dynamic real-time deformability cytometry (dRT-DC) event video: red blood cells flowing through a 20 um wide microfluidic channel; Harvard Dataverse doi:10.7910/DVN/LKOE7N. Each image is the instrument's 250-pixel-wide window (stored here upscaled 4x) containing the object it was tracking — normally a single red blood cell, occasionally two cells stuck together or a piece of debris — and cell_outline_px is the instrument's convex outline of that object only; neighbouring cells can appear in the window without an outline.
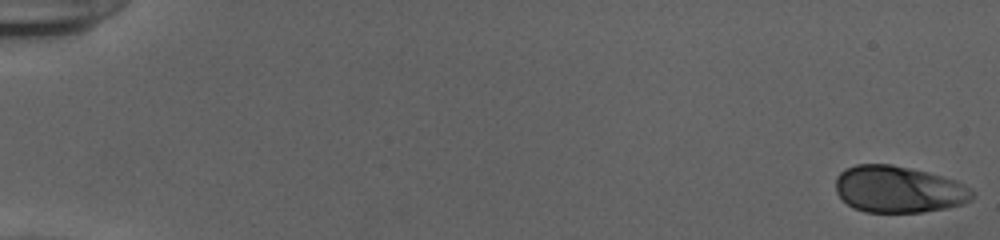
{"species": "human", "species_latin": "Homo sapiens", "temperature_condition": "cold", "stored_images_in_passage": 53, "camera_frame_rate_fps": 3000, "um_per_image_px": 0.085, "donor": {"sex": "female"}, "frame": {"image": 1, "passage_image": 1, "time_ms": 0.0, "image_size_px": [1000, 240], "cell_outline_px": [[972, 200], [964, 204], [948, 208], [924, 212], [864, 212], [852, 208], [836, 192], [836, 176], [844, 168], [856, 164], [892, 164], [928, 172], [956, 180], [972, 188]], "centroid_in_image_um": [76.38, 16.09], "position_along_channel_um": 8.6, "area_um2": 37.57}}
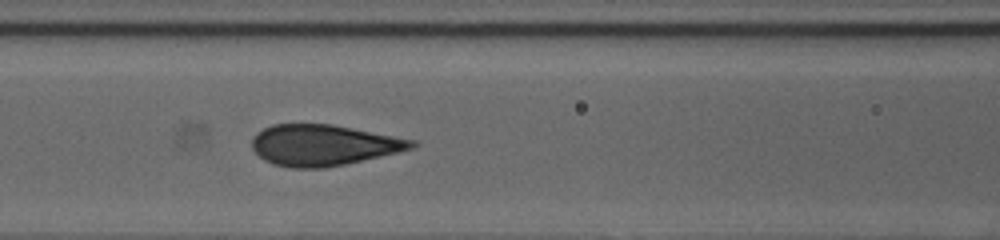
{"frame": {"image": 2, "passage_image": 25, "time_ms": 8.0, "image_size_px": [1000, 240], "cell_outline_px": [[420, 144], [416, 148], [400, 152], [344, 164], [324, 168], [292, 168], [272, 164], [264, 160], [252, 148], [252, 136], [256, 132], [272, 124], [332, 124], [416, 140]], "centroid_in_image_um": [27.51, 12.33], "position_along_channel_um": 139.1, "area_um2": 38.38}}
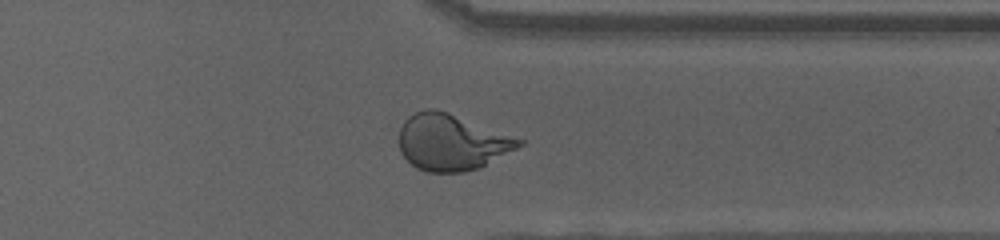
{"frame": {"image": 3, "passage_image": 43, "time_ms": 14.0, "image_size_px": [1000, 240], "cell_outline_px": [[524, 144], [480, 168], [464, 172], [424, 172], [416, 168], [400, 152], [400, 128], [404, 120], [408, 116], [416, 112], [428, 108], [436, 108], [448, 112], [524, 140]], "centroid_in_image_um": [38.37, 12.09], "position_along_channel_um": 373.0, "area_um2": 39.19}, "authors_computed_cell_mechanics": {"area_um2": 38.2636, "velocity_mm_per_s": 3.9067, "shape_relaxation_time_tau1_ms": 5.0199, "shape_relaxation_time_tau2_ms": null, "deformation_change_tau1": 0.1825, "deformation_change_tau2": null}}